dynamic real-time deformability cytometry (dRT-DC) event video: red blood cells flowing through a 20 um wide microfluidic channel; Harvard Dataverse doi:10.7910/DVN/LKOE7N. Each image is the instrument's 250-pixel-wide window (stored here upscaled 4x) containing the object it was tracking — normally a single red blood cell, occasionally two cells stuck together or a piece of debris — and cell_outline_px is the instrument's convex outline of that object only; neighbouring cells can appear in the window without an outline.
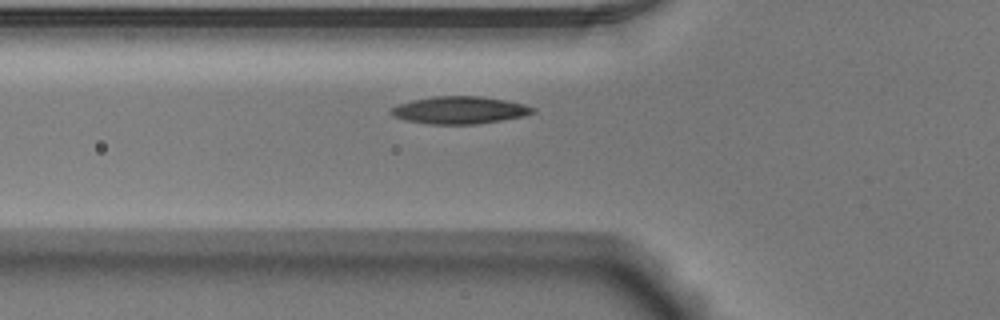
{"species": "Egyptian fruit bat (a non-hibernating species)", "species_latin": "Rousettus aegyptiacus", "temperature_condition": "warm", "stored_images_in_passage": 35, "camera_frame_rate_fps": 3000, "um_per_image_px": 0.085, "animal": {"sex": "male"}, "frame": {"image": 1, "passage_image": 2, "time_ms": 0.333, "image_size_px": [1000, 320], "cell_outline_px": [[536, 112], [524, 116], [476, 124], [428, 124], [404, 120], [392, 116], [388, 112], [388, 108], [412, 100], [436, 96], [480, 96], [504, 100], [524, 104], [536, 108]], "centroid_in_image_um": [39.03, 9.36], "position_along_channel_um": 86.8, "area_um2": 22.72}}
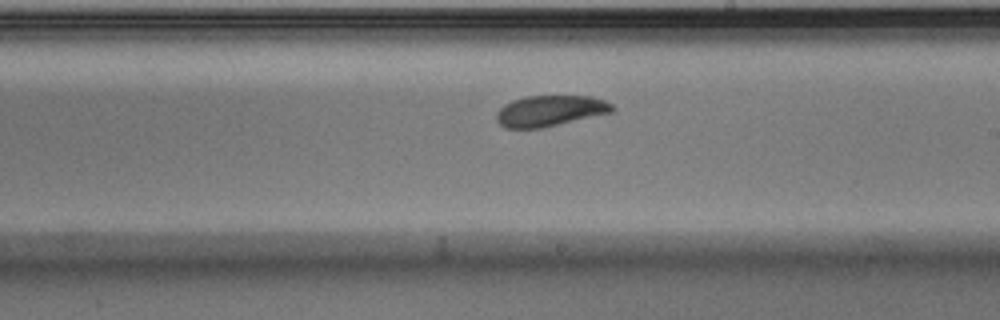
{"frame": {"image": 2, "passage_image": 14, "time_ms": 4.333, "image_size_px": [1000, 320], "cell_outline_px": [[616, 108], [612, 112], [540, 128], [504, 128], [496, 120], [496, 112], [504, 104], [512, 100], [524, 96], [592, 96], [604, 100], [612, 104]], "centroid_in_image_um": [46.73, 9.41], "position_along_channel_um": 242.3, "area_um2": 20.81}}
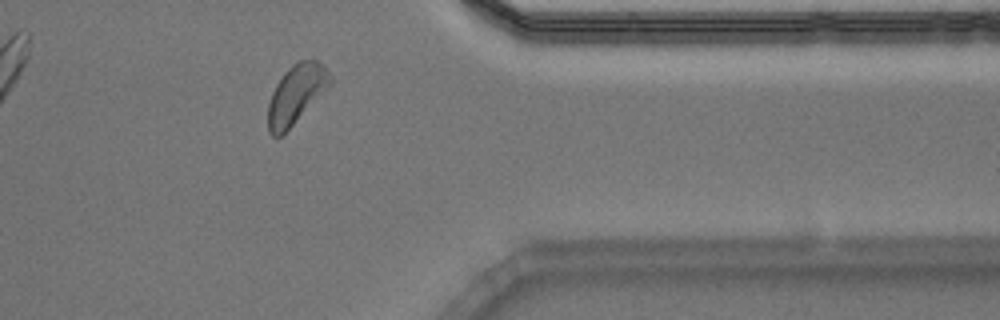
{"frame": {"image": 3, "passage_image": 26, "time_ms": 8.333, "image_size_px": [1000, 320], "cell_outline_px": [[332, 84], [280, 136], [272, 136], [268, 132], [268, 104], [272, 92], [276, 84], [288, 68], [292, 64], [300, 60], [316, 60], [328, 68], [332, 76]], "centroid_in_image_um": [25.19, 7.97], "position_along_channel_um": 386.2, "area_um2": 21.04}}